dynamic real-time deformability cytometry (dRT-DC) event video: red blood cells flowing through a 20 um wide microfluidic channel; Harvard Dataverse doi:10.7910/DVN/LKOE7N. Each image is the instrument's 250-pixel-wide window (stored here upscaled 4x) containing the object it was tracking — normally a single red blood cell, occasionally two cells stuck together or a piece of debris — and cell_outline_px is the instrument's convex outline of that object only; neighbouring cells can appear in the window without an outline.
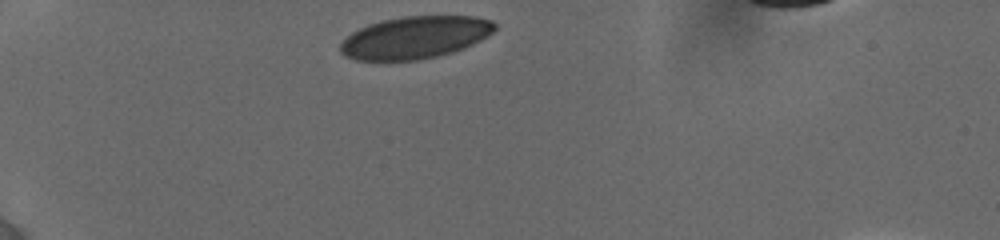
{"species": "human", "species_latin": "Homo sapiens", "temperature_condition": "cold", "stored_images_in_passage": 30, "camera_frame_rate_fps": 3000, "um_per_image_px": 0.085, "donor": {"sex": "female"}, "frame": {"image": 1, "passage_image": 1, "time_ms": 0.0, "image_size_px": [1000, 240], "cell_outline_px": [[496, 28], [488, 36], [464, 48], [452, 52], [436, 56], [416, 60], [356, 60], [344, 56], [340, 52], [340, 44], [352, 32], [368, 24], [380, 20], [404, 16], [476, 16], [492, 20], [496, 24]], "centroid_in_image_um": [35.28, 3.17], "position_along_channel_um": 49.7, "area_um2": 38.09}}
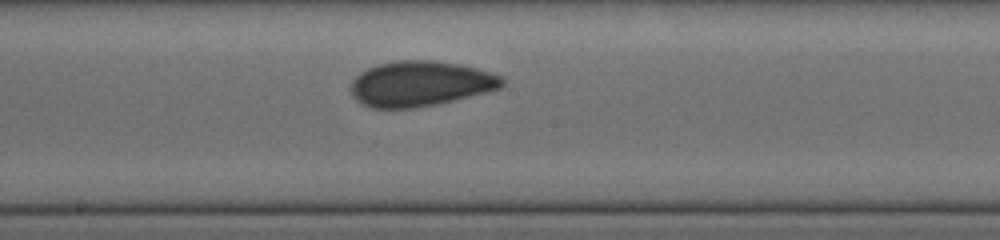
{"frame": {"image": 2, "passage_image": 13, "time_ms": 5.333, "image_size_px": [1000, 240], "cell_outline_px": [[504, 84], [500, 88], [436, 104], [416, 108], [372, 108], [356, 100], [352, 96], [352, 80], [360, 72], [368, 68], [380, 64], [396, 60], [432, 60], [460, 64], [492, 72], [504, 76]], "centroid_in_image_um": [35.73, 7.1], "position_along_channel_um": 212.5, "area_um2": 39.77}}
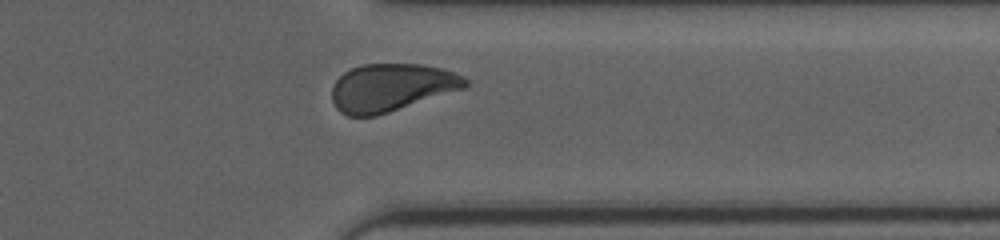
{"frame": {"image": 3, "passage_image": 25, "time_ms": 9.667, "image_size_px": [1000, 240], "cell_outline_px": [[468, 84], [464, 88], [376, 116], [348, 116], [340, 112], [336, 108], [332, 100], [332, 88], [336, 80], [344, 72], [360, 64], [420, 64], [444, 68], [464, 76], [468, 80]], "centroid_in_image_um": [33.25, 7.43], "position_along_channel_um": 378.1, "area_um2": 37.05}, "authors_computed_cell_mechanics": {"area_um2": 38.6971, "velocity_mm_per_s": 3.8369, "shape_relaxation_time_tau1_ms": 3.8265, "shape_relaxation_time_tau2_ms": 1.9055, "deformation_change_tau1": 0.0941, "deformation_change_tau2": 0.0408}}